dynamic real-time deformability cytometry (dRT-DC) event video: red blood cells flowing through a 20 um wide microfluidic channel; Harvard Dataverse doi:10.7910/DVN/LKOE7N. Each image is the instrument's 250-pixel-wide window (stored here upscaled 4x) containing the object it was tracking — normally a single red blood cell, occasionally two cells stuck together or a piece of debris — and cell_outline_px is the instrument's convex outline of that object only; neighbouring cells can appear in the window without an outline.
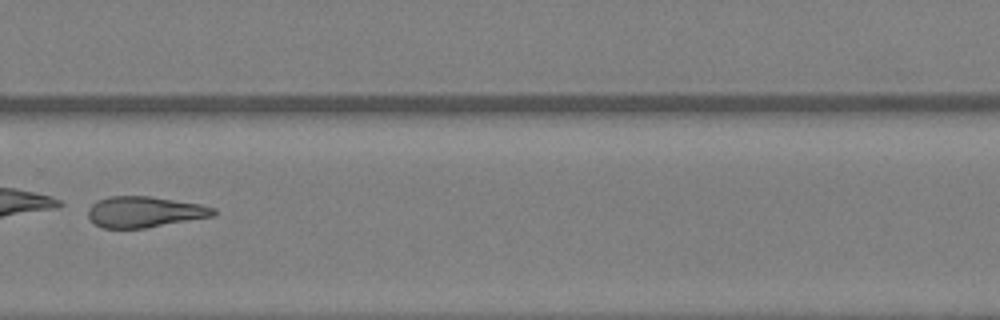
{"species": "Egyptian fruit bat (a non-hibernating species)", "species_latin": "Rousettus aegyptiacus", "temperature_condition": "warm", "stored_images_in_passage": 29, "camera_frame_rate_fps": 3000, "um_per_image_px": 0.085, "animal": {"sex": "female"}, "frame": {"image": 1, "passage_image": 17, "time_ms": 5.333, "image_size_px": [1000, 320], "cell_outline_px": [[216, 212], [212, 216], [144, 228], [104, 228], [96, 224], [88, 216], [88, 208], [92, 204], [108, 196], [148, 196], [200, 204], [216, 208]], "centroid_in_image_um": [12.27, 18.0], "position_along_channel_um": 317.5, "area_um2": 22.25}}